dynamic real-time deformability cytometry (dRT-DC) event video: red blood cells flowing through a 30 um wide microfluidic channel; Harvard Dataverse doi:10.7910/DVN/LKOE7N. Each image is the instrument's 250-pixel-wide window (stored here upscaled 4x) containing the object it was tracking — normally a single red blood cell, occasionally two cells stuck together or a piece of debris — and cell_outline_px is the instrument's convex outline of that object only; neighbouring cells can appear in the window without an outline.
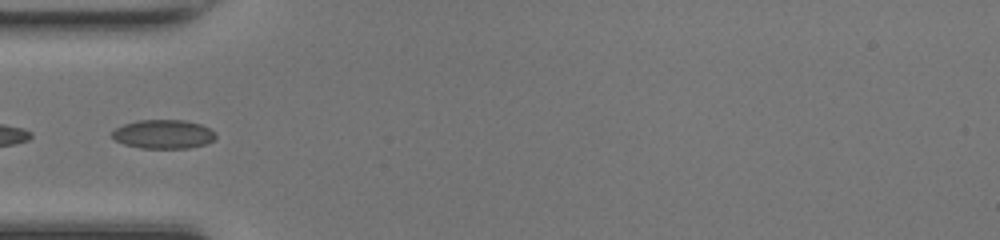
{"species": "common noctule bat (a hibernating species)", "species_latin": "Nyctalus noctula", "temperature_condition": "room temperature", "stored_images_in_passage": 18, "camera_frame_rate_fps": 3000, "um_per_image_px": 0.085, "animal": {"sex": "female", "body_mass_g": 17.0, "forearm_length_mm": 48.0}, "frame": {"image": 1, "passage_image": 16, "time_ms": 5.0, "image_size_px": [1000, 240], "cell_outline_px": [[216, 136], [212, 140], [204, 144], [188, 148], [140, 148], [124, 144], [116, 140], [112, 136], [112, 132], [116, 128], [124, 124], [136, 120], [184, 120], [200, 124], [216, 132]], "centroid_in_image_um": [13.88, 11.4], "position_along_channel_um": 71.1, "area_um2": 17.34}}